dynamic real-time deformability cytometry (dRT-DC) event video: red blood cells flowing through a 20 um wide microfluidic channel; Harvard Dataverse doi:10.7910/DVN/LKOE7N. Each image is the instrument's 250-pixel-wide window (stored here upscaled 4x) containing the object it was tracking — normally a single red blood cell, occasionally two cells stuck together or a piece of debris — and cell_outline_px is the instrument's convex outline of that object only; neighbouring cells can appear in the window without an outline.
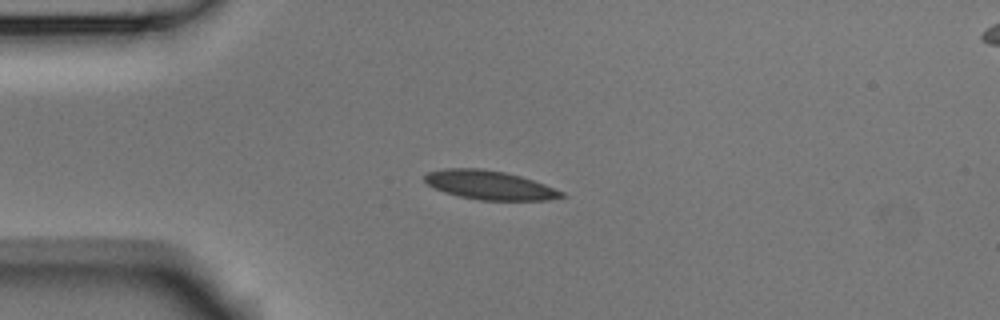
{"species": "Egyptian fruit bat (a non-hibernating species)", "species_latin": "Rousettus aegyptiacus", "temperature_condition": "room temperature", "stored_images_in_passage": 12, "camera_frame_rate_fps": 3000, "um_per_image_px": 0.085, "animal": {"sex": "male"}, "frame": {"image": 1, "passage_image": 1, "time_ms": 0.0, "image_size_px": [1000, 320], "cell_outline_px": [[568, 196], [548, 200], [480, 200], [460, 196], [444, 192], [428, 184], [424, 180], [424, 176], [428, 172], [444, 168], [480, 168], [504, 172], [520, 176], [544, 184], [564, 192]], "centroid_in_image_um": [41.63, 15.73], "position_along_channel_um": 43.4, "area_um2": 22.95}}
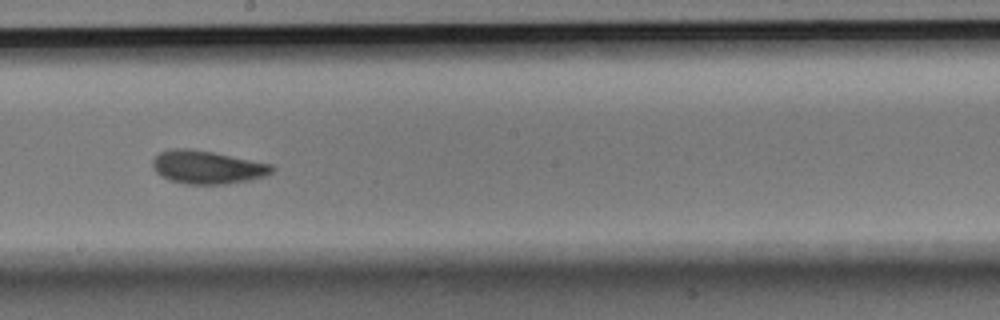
{"frame": {"image": 2, "passage_image": 6, "time_ms": 1.667, "image_size_px": [1000, 320], "cell_outline_px": [[276, 168], [272, 172], [264, 176], [248, 180], [228, 184], [184, 184], [168, 180], [160, 176], [156, 172], [152, 164], [152, 160], [160, 152], [172, 148], [188, 148], [212, 152], [272, 164]], "centroid_in_image_um": [17.6, 14.22], "position_along_channel_um": 230.6, "area_um2": 23.12}}
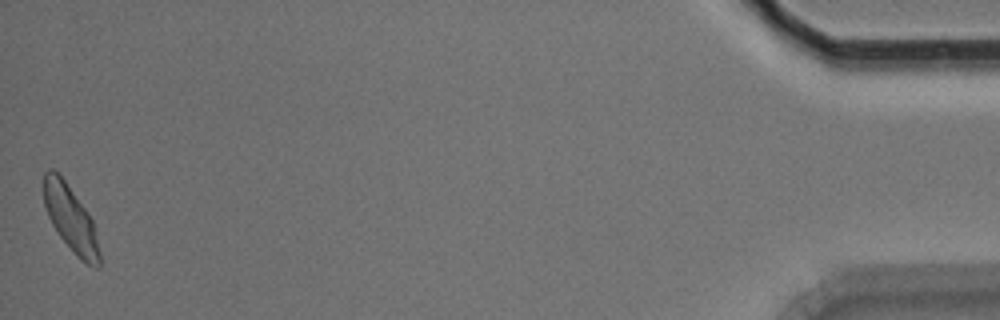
{"frame": {"image": 3, "passage_image": 12, "time_ms": 3.667, "image_size_px": [1000, 320], "cell_outline_px": [[100, 268], [96, 268], [80, 260], [76, 256], [60, 236], [52, 224], [48, 216], [44, 204], [44, 172], [48, 168], [52, 168], [64, 180], [84, 208], [92, 220], [100, 252]], "centroid_in_image_um": [6.0, 18.62], "position_along_channel_um": 429.2, "area_um2": 20.98}}